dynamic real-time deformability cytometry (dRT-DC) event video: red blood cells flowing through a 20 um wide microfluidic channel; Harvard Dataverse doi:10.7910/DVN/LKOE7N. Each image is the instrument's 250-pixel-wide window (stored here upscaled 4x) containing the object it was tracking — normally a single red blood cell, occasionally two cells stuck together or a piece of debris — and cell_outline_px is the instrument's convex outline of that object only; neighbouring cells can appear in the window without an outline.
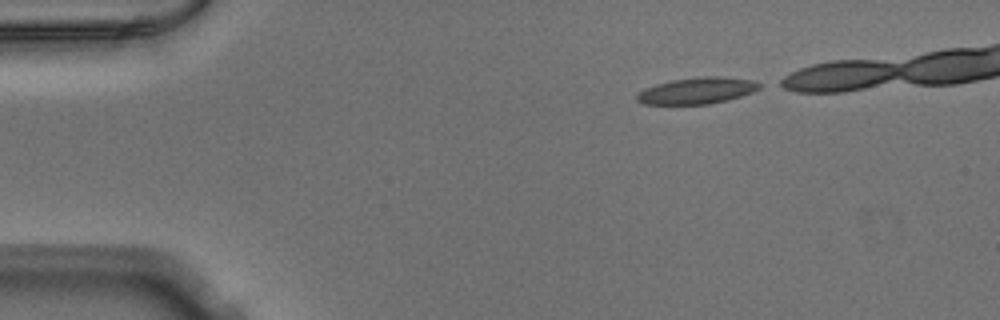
{"species": "Egyptian fruit bat (a non-hibernating species)", "species_latin": "Rousettus aegyptiacus", "temperature_condition": "warm", "stored_images_in_passage": 35, "camera_frame_rate_fps": 3000, "um_per_image_px": 0.085, "animal": {"sex": "male"}, "frame": {"image": 1, "passage_image": 1, "time_ms": 0.0, "image_size_px": [1000, 320], "cell_outline_px": [[764, 84], [760, 88], [752, 92], [728, 100], [708, 104], [644, 104], [636, 100], [636, 92], [644, 88], [656, 84], [672, 80], [700, 76], [720, 76], [752, 80]], "centroid_in_image_um": [59.24, 7.7], "position_along_channel_um": 25.8, "area_um2": 19.02}}
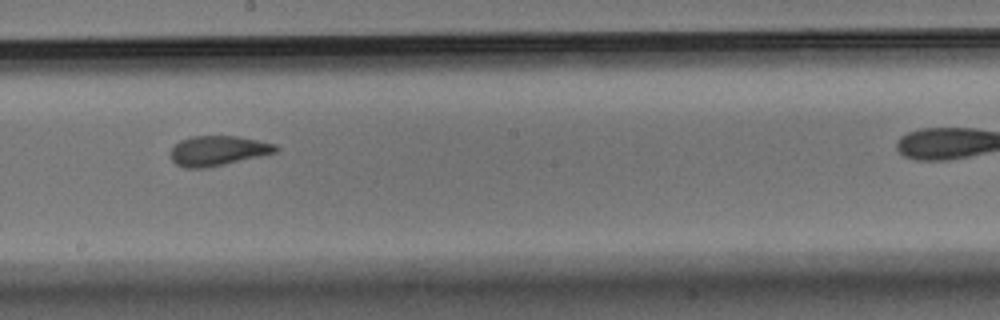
{"frame": {"image": 2, "passage_image": 22, "time_ms": 7.0, "image_size_px": [1000, 320], "cell_outline_px": [[280, 148], [276, 152], [260, 156], [208, 168], [184, 168], [176, 164], [172, 160], [168, 152], [180, 140], [192, 136], [240, 136], [276, 144]], "centroid_in_image_um": [18.51, 12.81], "position_along_channel_um": 229.7, "area_um2": 18.5}}
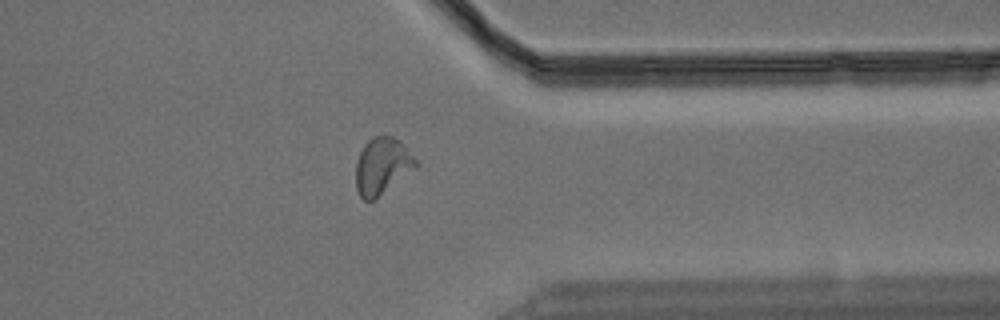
{"frame": {"image": 3, "passage_image": 34, "time_ms": 11.0, "image_size_px": [1000, 320], "cell_outline_px": [[420, 164], [416, 168], [372, 200], [364, 200], [360, 196], [356, 188], [356, 164], [360, 152], [364, 144], [372, 136], [392, 136], [400, 140], [404, 144]], "centroid_in_image_um": [32.49, 14.07], "position_along_channel_um": 378.9, "area_um2": 19.65}}